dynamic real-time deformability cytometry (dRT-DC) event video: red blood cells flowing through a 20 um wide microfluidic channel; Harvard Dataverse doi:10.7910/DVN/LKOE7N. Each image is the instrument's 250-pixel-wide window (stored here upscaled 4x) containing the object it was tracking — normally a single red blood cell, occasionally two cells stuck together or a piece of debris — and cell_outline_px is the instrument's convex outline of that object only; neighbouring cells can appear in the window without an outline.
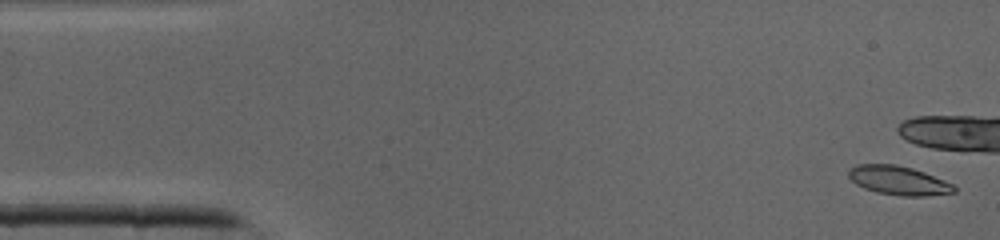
{"species": "common noctule bat (a hibernating species)", "species_latin": "Nyctalus noctula", "temperature_condition": "cold", "stored_images_in_passage": 7, "camera_frame_rate_fps": 3000, "um_per_image_px": 0.085, "animal": {"sex": "male", "body_mass_g": 19.0, "forearm_length_mm": 50.8}, "frame": {"image": 1, "passage_image": 1, "time_ms": 0.0, "image_size_px": [1000, 240], "cell_outline_px": [[956, 192], [924, 196], [900, 196], [876, 192], [864, 188], [856, 184], [848, 176], [848, 168], [856, 164], [896, 164], [912, 168], [924, 172], [944, 180], [952, 184], [956, 188]], "centroid_in_image_um": [76.35, 15.33], "position_along_channel_um": 8.7, "area_um2": 17.86}}